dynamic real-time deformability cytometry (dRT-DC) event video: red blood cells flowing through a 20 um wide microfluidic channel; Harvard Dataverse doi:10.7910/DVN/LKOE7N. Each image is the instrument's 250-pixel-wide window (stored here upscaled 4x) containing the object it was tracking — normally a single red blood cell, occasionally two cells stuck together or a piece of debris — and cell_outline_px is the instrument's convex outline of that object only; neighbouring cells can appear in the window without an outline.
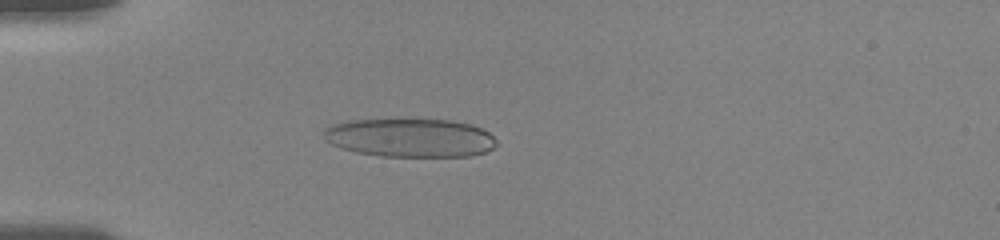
{"species": "human", "species_latin": "Homo sapiens", "temperature_condition": "room temperature", "stored_images_in_passage": 27, "camera_frame_rate_fps": 3000, "um_per_image_px": 0.085, "donor": {"sex": "female"}, "frame": {"image": 1, "passage_image": 22, "time_ms": 5.0, "image_size_px": [1000, 240], "cell_outline_px": [[500, 144], [484, 152], [472, 156], [380, 156], [356, 152], [340, 148], [324, 140], [324, 128], [332, 124], [348, 120], [452, 120], [472, 124], [488, 132]], "centroid_in_image_um": [34.86, 11.71], "position_along_channel_um": 50.1, "area_um2": 38.9}}